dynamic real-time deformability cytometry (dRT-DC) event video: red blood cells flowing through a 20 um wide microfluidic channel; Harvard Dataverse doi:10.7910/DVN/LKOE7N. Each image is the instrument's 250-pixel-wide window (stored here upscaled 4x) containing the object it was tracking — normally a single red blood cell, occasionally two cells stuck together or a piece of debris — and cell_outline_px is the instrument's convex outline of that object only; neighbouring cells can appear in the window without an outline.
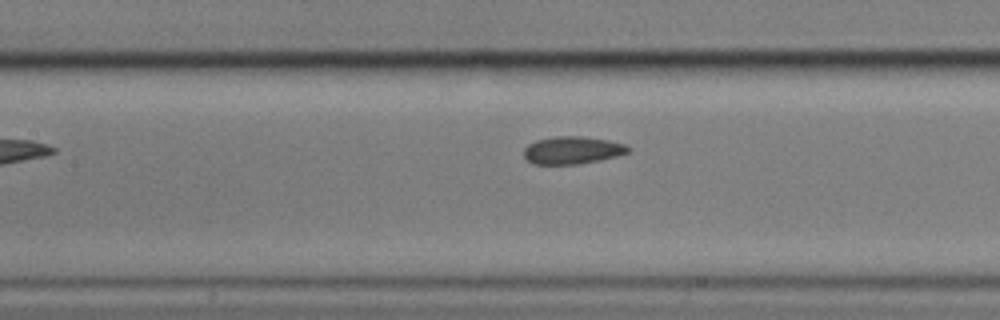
{"species": "common noctule bat (a hibernating species)", "species_latin": "Nyctalus noctula", "temperature_condition": "cold", "stored_images_in_passage": 5, "camera_frame_rate_fps": 3000, "um_per_image_px": 0.085, "animal": {"sex": "male", "body_mass_g": 17.9}, "frame": {"image": 1, "passage_image": 5, "time_ms": 5.667, "image_size_px": [1000, 320], "cell_outline_px": [[632, 148], [628, 152], [616, 156], [600, 160], [580, 164], [532, 164], [524, 156], [524, 148], [528, 144], [536, 140], [556, 136], [580, 136], [608, 140], [624, 144]], "centroid_in_image_um": [48.64, 12.77], "position_along_channel_um": 158.8, "area_um2": 16.76}}